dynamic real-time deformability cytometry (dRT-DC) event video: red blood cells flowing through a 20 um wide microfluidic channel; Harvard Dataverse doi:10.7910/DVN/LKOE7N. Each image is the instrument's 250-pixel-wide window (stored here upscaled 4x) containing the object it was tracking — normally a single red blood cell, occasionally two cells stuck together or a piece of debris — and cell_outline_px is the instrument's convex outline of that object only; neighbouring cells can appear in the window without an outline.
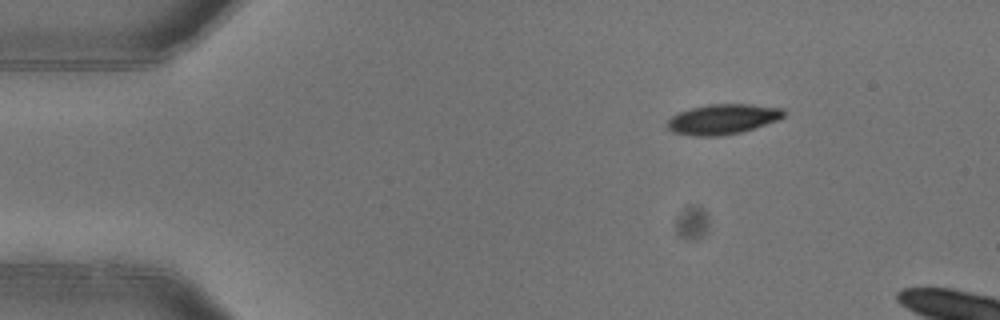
{"species": "common noctule bat (a hibernating species)", "species_latin": "Nyctalus noctula", "temperature_condition": "warm", "stored_images_in_passage": 3, "camera_frame_rate_fps": 3000, "um_per_image_px": 0.085, "animal": {"sex": "female"}, "frame": {"image": 1, "passage_image": 1, "time_ms": 0.0, "image_size_px": [1000, 320], "cell_outline_px": [[784, 116], [776, 120], [740, 132], [720, 136], [692, 136], [672, 132], [664, 124], [672, 116], [680, 112], [692, 108], [708, 104], [752, 104], [784, 108]], "centroid_in_image_um": [61.39, 10.13], "position_along_channel_um": 23.6, "area_um2": 20.35}}